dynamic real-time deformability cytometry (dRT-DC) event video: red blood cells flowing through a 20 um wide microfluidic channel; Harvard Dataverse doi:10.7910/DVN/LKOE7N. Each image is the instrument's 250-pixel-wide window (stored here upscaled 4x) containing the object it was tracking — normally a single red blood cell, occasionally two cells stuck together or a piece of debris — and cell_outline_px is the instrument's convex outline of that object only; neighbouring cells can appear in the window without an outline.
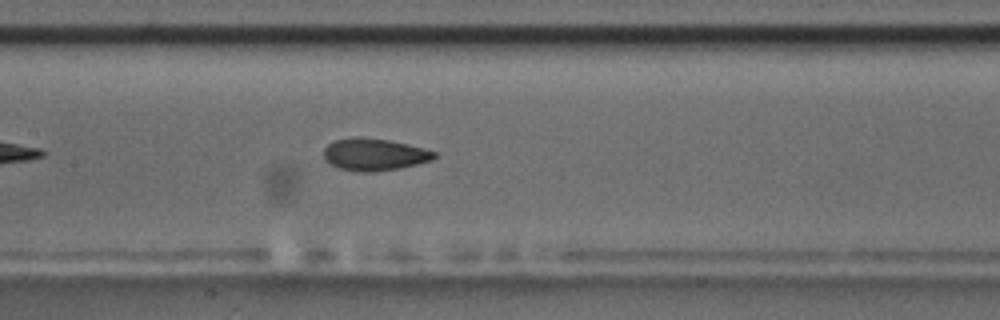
{"species": "common noctule bat (a hibernating species)", "species_latin": "Nyctalus noctula", "temperature_condition": "room temperature", "stored_images_in_passage": 42, "camera_frame_rate_fps": 3000, "um_per_image_px": 0.085, "animal": {"sex": "male", "body_mass_g": 17.5, "forearm_length_mm": 52.3}, "frame": {"image": 1, "passage_image": 13, "time_ms": 4.0, "image_size_px": [1000, 320], "cell_outline_px": [[436, 156], [432, 160], [400, 168], [372, 172], [360, 172], [340, 168], [324, 160], [324, 148], [328, 144], [336, 140], [388, 140], [408, 144], [424, 148], [436, 152]], "centroid_in_image_um": [31.86, 13.18], "position_along_channel_um": 175.5, "area_um2": 19.88}, "authors_computed_cell_mechanics": {"area_um2": 20.6057, "velocity_mm_per_s": 3.6173, "shape_relaxation_time_tau1_ms": 6.1535, "shape_relaxation_time_tau2_ms": 2.3784, "deformation_change_tau1": 0.153, "deformation_change_tau2": 0.0908}}